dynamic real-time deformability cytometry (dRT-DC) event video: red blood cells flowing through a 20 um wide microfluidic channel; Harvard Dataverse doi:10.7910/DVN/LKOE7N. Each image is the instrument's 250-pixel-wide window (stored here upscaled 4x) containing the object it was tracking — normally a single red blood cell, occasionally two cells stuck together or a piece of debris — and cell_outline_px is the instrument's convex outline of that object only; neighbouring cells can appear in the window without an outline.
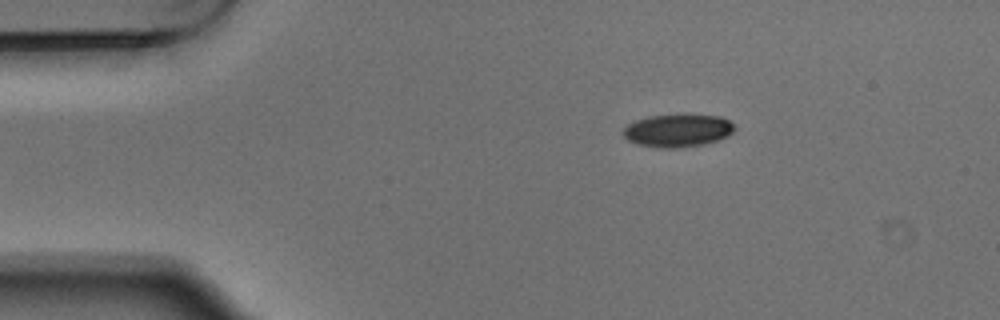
{"species": "Egyptian fruit bat (a non-hibernating species)", "species_latin": "Rousettus aegyptiacus", "temperature_condition": "warm", "stored_images_in_passage": 4, "camera_frame_rate_fps": 3000, "um_per_image_px": 0.085, "animal": {"sex": "male"}, "frame": {"image": 1, "passage_image": 4, "time_ms": 1.0, "image_size_px": [1000, 320], "cell_outline_px": [[736, 128], [728, 136], [704, 144], [676, 148], [660, 148], [636, 144], [628, 140], [624, 136], [624, 128], [628, 124], [636, 120], [648, 116], [680, 112], [688, 112], [720, 116], [736, 124]], "centroid_in_image_um": [57.64, 11.04], "position_along_channel_um": 27.4, "area_um2": 22.08}}